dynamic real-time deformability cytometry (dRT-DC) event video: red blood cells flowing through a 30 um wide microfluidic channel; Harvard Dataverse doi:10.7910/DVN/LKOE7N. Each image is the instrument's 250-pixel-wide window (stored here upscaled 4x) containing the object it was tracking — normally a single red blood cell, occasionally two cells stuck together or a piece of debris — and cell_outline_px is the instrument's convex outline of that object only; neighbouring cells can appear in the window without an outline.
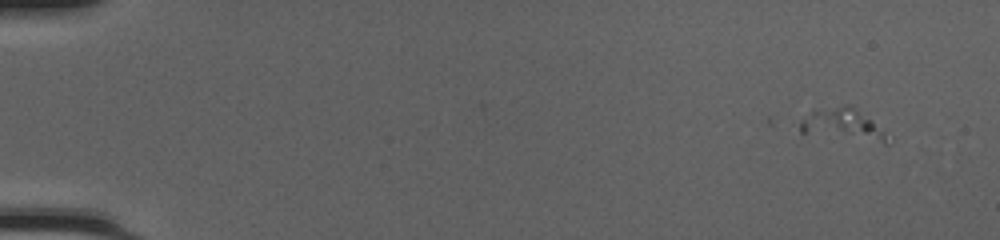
{"species": "common noctule bat (a hibernating species)", "species_latin": "Nyctalus noctula", "temperature_condition": "cold", "stored_images_in_passage": 2, "camera_frame_rate_fps": 3000, "um_per_image_px": 0.085, "animal": {"sex": "female", "body_mass_g": 20.0, "forearm_length_mm": 54.0}, "frame": {"image": 1, "passage_image": 2, "time_ms": 0.333, "image_size_px": [1000, 240], "cell_outline_px": [[888, 144], [884, 144], [800, 132], [800, 120], [812, 108], [844, 104], [848, 104], [872, 120], [884, 132]], "centroid_in_image_um": [71.57, 10.55], "position_along_channel_um": 13.4, "area_um2": 16.18}}